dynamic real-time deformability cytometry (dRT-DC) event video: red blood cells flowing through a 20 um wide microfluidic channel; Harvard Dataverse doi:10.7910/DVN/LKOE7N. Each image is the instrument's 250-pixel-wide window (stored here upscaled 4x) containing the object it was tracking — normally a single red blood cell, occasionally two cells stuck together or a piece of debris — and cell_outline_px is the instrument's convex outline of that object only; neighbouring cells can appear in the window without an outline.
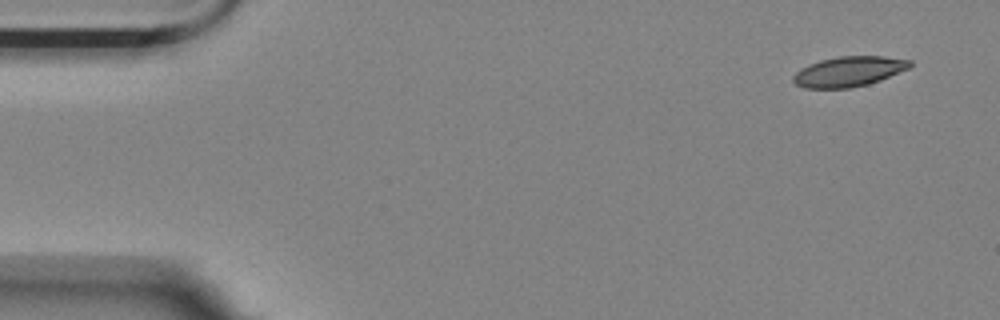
{"species": "Egyptian fruit bat (a non-hibernating species)", "species_latin": "Rousettus aegyptiacus", "temperature_condition": "room temperature", "stored_images_in_passage": 4, "camera_frame_rate_fps": 3000, "um_per_image_px": 0.085, "animal": {"sex": "female"}, "frame": {"image": 1, "passage_image": 1, "time_ms": 0.0, "image_size_px": [1000, 320], "cell_outline_px": [[912, 64], [908, 68], [880, 80], [868, 84], [848, 88], [804, 88], [796, 84], [792, 80], [792, 76], [796, 72], [808, 64], [820, 60], [840, 56], [884, 56], [912, 60]], "centroid_in_image_um": [72.13, 6.07], "position_along_channel_um": 12.9, "area_um2": 20.4}}
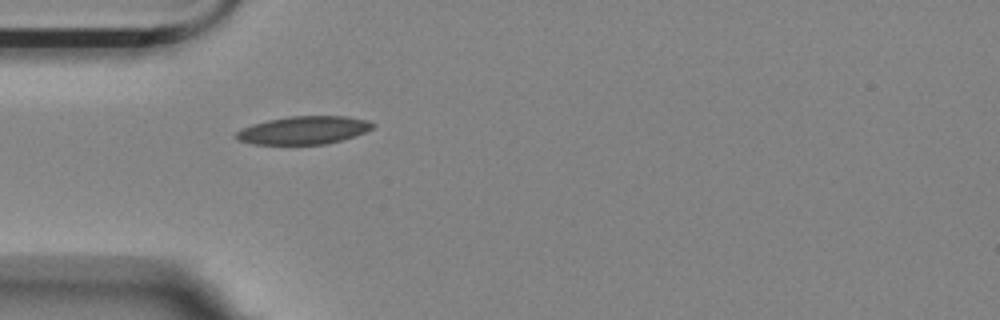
{"frame": {"image": 2, "passage_image": 4, "time_ms": 4.333, "image_size_px": [1000, 320], "cell_outline_px": [[376, 124], [372, 128], [364, 132], [340, 140], [324, 144], [252, 144], [236, 140], [232, 136], [236, 132], [252, 124], [268, 120], [288, 116], [344, 116], [368, 120]], "centroid_in_image_um": [25.76, 11.06], "position_along_channel_um": 59.2, "area_um2": 22.2}}